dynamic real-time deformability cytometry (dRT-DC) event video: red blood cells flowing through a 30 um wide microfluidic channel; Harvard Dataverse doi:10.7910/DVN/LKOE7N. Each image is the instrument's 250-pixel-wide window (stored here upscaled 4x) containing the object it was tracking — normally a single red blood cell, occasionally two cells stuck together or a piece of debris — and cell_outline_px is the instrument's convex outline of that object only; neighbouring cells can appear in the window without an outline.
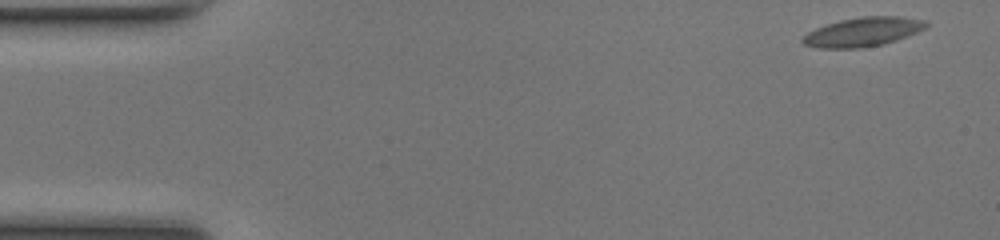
{"species": "common noctule bat (a hibernating species)", "species_latin": "Nyctalus noctula", "temperature_condition": "room temperature", "stored_images_in_passage": 13, "camera_frame_rate_fps": 3000, "um_per_image_px": 0.085, "animal": {"sex": "female", "body_mass_g": 17.0, "forearm_length_mm": 48.0}, "frame": {"image": 1, "passage_image": 1, "time_ms": 0.0, "image_size_px": [1000, 240], "cell_outline_px": [[928, 24], [924, 28], [908, 36], [884, 44], [860, 48], [816, 48], [804, 44], [800, 40], [808, 32], [816, 28], [840, 20], [860, 16], [900, 16], [928, 20]], "centroid_in_image_um": [73.36, 2.71], "position_along_channel_um": 11.6, "area_um2": 20.98}}